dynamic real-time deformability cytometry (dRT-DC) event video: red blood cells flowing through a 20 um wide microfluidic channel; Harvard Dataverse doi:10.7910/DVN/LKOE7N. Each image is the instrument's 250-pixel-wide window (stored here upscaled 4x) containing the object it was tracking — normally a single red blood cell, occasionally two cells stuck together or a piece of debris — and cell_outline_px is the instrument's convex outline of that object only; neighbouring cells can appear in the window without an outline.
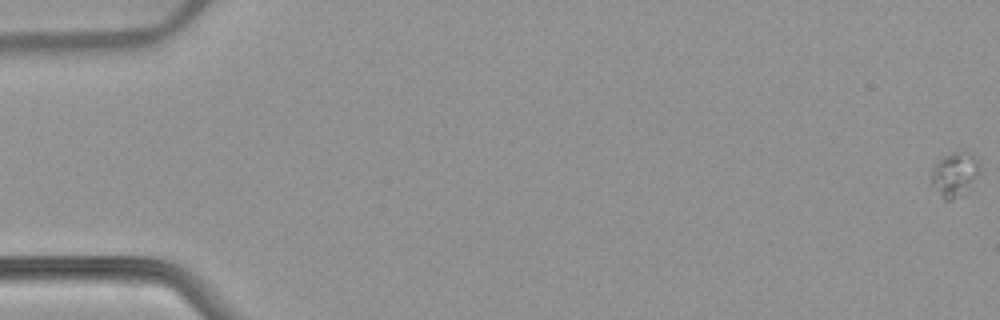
{"species": "common noctule bat (a hibernating species)", "species_latin": "Nyctalus noctula", "temperature_condition": "warm", "stored_images_in_passage": 20, "camera_frame_rate_fps": 3000, "um_per_image_px": 0.085, "animal": {"sex": "female", "body_mass_g": 22.7, "forearm_length_mm": 54.2}, "frame": {"image": 1, "passage_image": 1, "time_ms": 0.0, "image_size_px": [1000, 320], "cell_outline_px": [[980, 172], [968, 192], [952, 200], [944, 200], [940, 196], [932, 184], [932, 164], [944, 156], [952, 152], [956, 152], [976, 160], [980, 164]], "centroid_in_image_um": [81.12, 14.89], "position_along_channel_um": 3.9, "area_um2": 12.31}}